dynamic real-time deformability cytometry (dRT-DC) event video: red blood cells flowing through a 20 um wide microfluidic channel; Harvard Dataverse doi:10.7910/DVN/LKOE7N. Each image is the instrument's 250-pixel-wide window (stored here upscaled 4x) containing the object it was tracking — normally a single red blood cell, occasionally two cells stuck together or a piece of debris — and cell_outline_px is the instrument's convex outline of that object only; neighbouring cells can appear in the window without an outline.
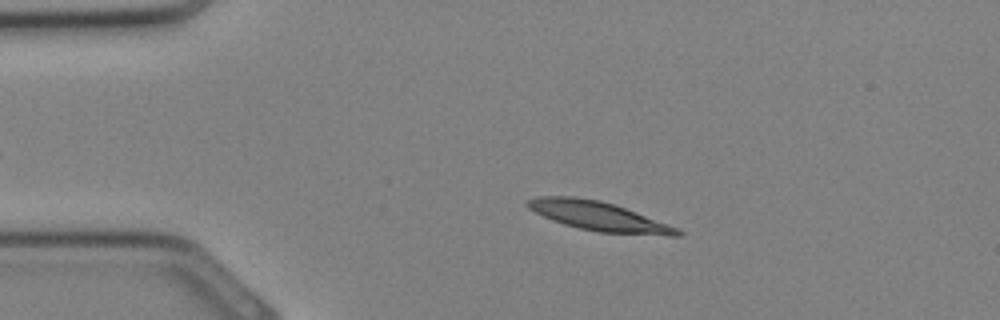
{"species": "Egyptian fruit bat (a non-hibernating species)", "species_latin": "Rousettus aegyptiacus", "temperature_condition": "cold", "stored_images_in_passage": 32, "camera_frame_rate_fps": 3000, "um_per_image_px": 0.085, "animal": {"sex": "female"}, "frame": {"image": 1, "passage_image": 6, "time_ms": 1.667, "image_size_px": [1000, 320], "cell_outline_px": [[684, 232], [680, 236], [668, 236], [600, 232], [580, 228], [564, 224], [552, 220], [528, 208], [524, 204], [528, 200], [536, 196], [572, 196], [600, 200], [624, 208], [676, 228]], "centroid_in_image_um": [50.83, 18.37], "position_along_channel_um": 34.2, "area_um2": 24.97}}
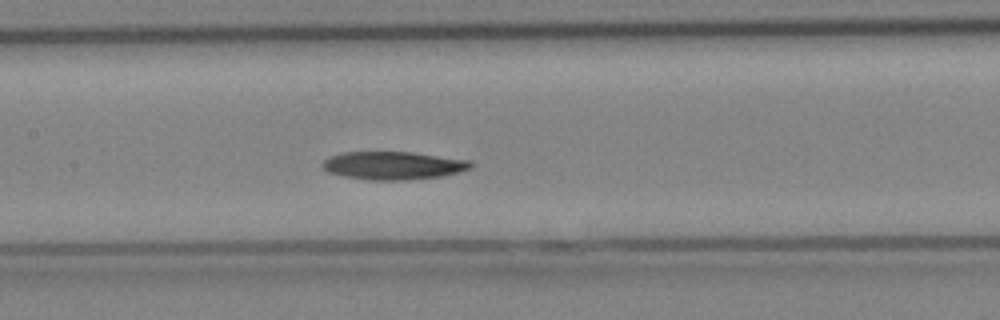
{"frame": {"image": 2, "passage_image": 15, "time_ms": 4.667, "image_size_px": [1000, 320], "cell_outline_px": [[472, 168], [460, 172], [444, 176], [404, 180], [368, 180], [340, 176], [328, 172], [320, 164], [324, 160], [340, 152], [412, 152], [472, 160]], "centroid_in_image_um": [33.44, 14.07], "position_along_channel_um": 174.0, "area_um2": 24.51}}
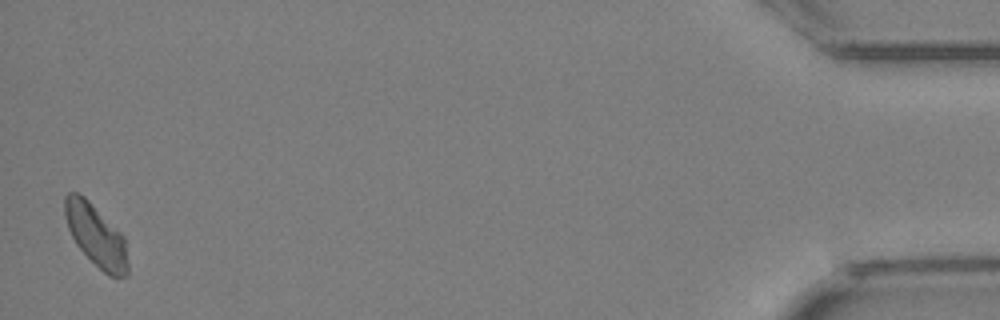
{"frame": {"image": 3, "passage_image": 32, "time_ms": 10.333, "image_size_px": [1000, 320], "cell_outline_px": [[128, 276], [116, 280], [108, 276], [76, 244], [68, 228], [64, 216], [64, 196], [68, 192], [76, 192], [84, 196], [124, 236], [128, 264]], "centroid_in_image_um": [8.17, 20.04], "position_along_channel_um": 427.0, "area_um2": 22.77}}